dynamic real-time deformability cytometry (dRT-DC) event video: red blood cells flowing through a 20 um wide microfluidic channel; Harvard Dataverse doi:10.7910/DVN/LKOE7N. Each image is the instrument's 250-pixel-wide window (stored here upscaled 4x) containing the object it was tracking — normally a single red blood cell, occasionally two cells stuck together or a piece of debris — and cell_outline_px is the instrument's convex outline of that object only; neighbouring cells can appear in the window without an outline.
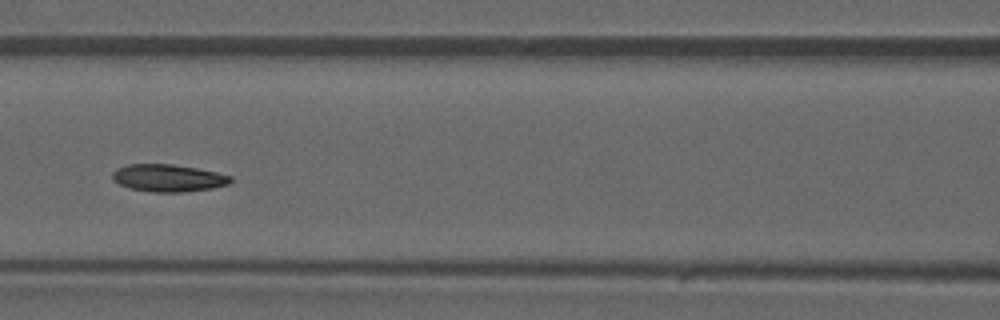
{"species": "common noctule bat (a hibernating species)", "species_latin": "Nyctalus noctula", "temperature_condition": "warm", "stored_images_in_passage": 35, "camera_frame_rate_fps": 3000, "um_per_image_px": 0.085, "animal": {"sex": "male", "forearm_length_mm": 52.5}, "frame": {"image": 1, "passage_image": 11, "time_ms": 3.333, "image_size_px": [1000, 320], "cell_outline_px": [[232, 180], [228, 184], [212, 188], [184, 192], [152, 192], [132, 188], [120, 184], [112, 180], [112, 172], [116, 168], [128, 164], [172, 164], [196, 168], [216, 172], [232, 176]], "centroid_in_image_um": [14.28, 15.12], "position_along_channel_um": 152.3, "area_um2": 18.79}}